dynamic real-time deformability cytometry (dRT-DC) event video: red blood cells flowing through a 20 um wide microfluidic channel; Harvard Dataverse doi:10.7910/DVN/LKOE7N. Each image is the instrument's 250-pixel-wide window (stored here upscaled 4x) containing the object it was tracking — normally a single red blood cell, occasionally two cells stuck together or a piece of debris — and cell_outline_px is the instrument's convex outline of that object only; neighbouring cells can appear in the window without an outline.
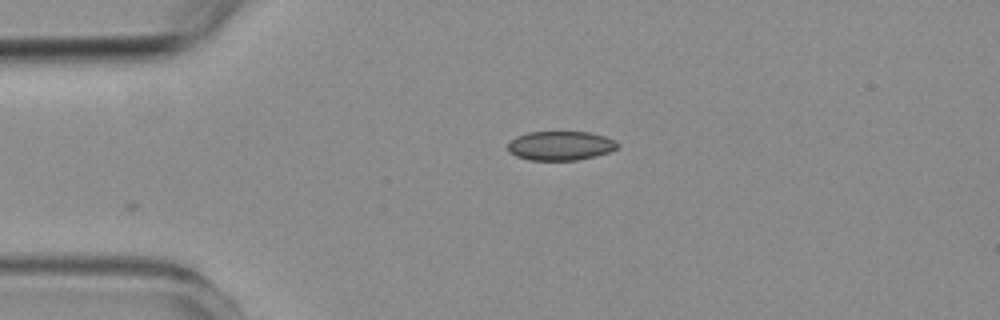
{"species": "common noctule bat (a hibernating species)", "species_latin": "Nyctalus noctula", "temperature_condition": "room temperature", "stored_images_in_passage": 1, "camera_frame_rate_fps": 3000, "um_per_image_px": 0.085, "animal": {"sex": "female", "body_mass_g": 19.3, "forearm_length_mm": 54.1}, "frame": {"image": 1, "passage_image": 1, "time_ms": 0.0, "image_size_px": [1000, 320], "cell_outline_px": [[620, 144], [616, 148], [608, 152], [596, 156], [576, 160], [528, 160], [516, 156], [508, 152], [508, 144], [516, 136], [528, 132], [588, 132], [604, 136], [616, 140]], "centroid_in_image_um": [47.63, 12.39], "position_along_channel_um": 37.4, "area_um2": 18.67}}